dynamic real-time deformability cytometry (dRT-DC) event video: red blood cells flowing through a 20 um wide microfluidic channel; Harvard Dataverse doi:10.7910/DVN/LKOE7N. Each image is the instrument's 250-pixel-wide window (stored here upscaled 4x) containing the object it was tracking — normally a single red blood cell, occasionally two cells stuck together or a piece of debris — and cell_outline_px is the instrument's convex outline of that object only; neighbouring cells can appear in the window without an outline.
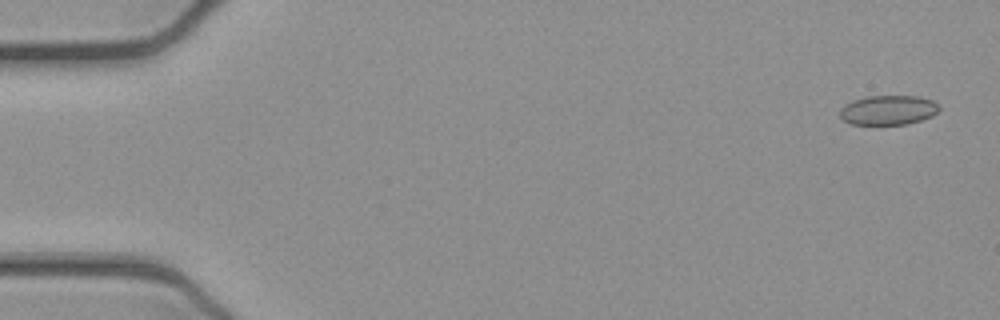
{"species": "common noctule bat (a hibernating species)", "species_latin": "Nyctalus noctula", "temperature_condition": "cold", "stored_images_in_passage": 52, "camera_frame_rate_fps": 3000, "um_per_image_px": 0.085, "animal": {"sex": "female", "body_mass_g": 21.9}, "frame": {"image": 1, "passage_image": 2, "time_ms": 0.333, "image_size_px": [1000, 320], "cell_outline_px": [[940, 108], [932, 116], [908, 124], [852, 124], [844, 120], [840, 116], [840, 108], [844, 104], [852, 100], [868, 96], [920, 96], [932, 100], [940, 104]], "centroid_in_image_um": [75.51, 9.34], "position_along_channel_um": 9.5, "area_um2": 17.17}}
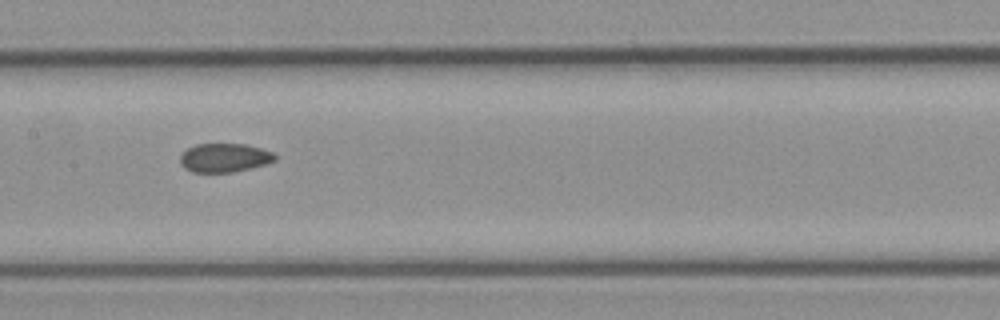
{"frame": {"image": 2, "passage_image": 26, "time_ms": 8.333, "image_size_px": [1000, 320], "cell_outline_px": [[276, 160], [252, 168], [232, 172], [192, 172], [184, 168], [180, 164], [180, 156], [188, 148], [196, 144], [244, 144], [260, 148], [272, 152], [276, 156]], "centroid_in_image_um": [19.06, 13.41], "position_along_channel_um": 188.3, "area_um2": 15.84}}
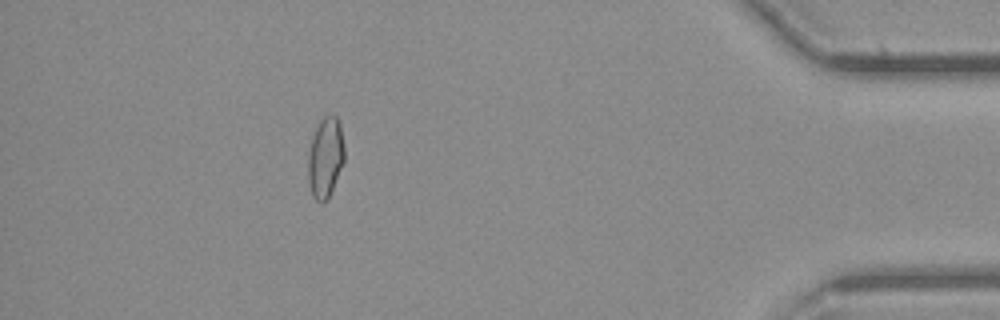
{"frame": {"image": 3, "passage_image": 47, "time_ms": 15.333, "image_size_px": [1000, 320], "cell_outline_px": [[344, 160], [332, 188], [328, 196], [320, 204], [312, 196], [308, 180], [308, 156], [312, 136], [320, 120], [324, 116], [336, 116], [340, 124], [344, 148]], "centroid_in_image_um": [27.64, 13.37], "position_along_channel_um": 407.6, "area_um2": 16.7}, "authors_computed_cell_mechanics": {"area_um2": 16.8198, "velocity_mm_per_s": 3.9079, "shape_relaxation_time_tau1_ms": null, "shape_relaxation_time_tau2_ms": 3.1299, "deformation_change_tau1": null, "deformation_change_tau2": 0.0573}}